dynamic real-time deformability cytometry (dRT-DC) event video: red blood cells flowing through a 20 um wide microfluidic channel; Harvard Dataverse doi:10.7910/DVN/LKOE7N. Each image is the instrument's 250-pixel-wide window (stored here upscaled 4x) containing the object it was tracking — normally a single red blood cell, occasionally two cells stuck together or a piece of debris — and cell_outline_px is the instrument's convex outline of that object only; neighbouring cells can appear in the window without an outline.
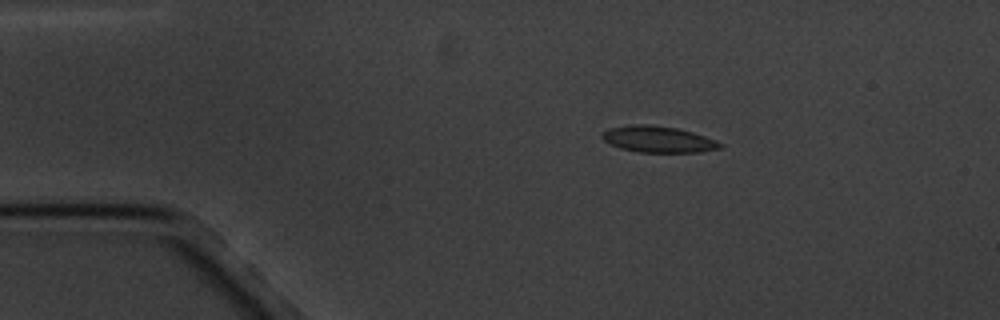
{"species": "common noctule bat (a hibernating species)", "species_latin": "Nyctalus noctula", "temperature_condition": "cold", "stored_images_in_passage": 4, "camera_frame_rate_fps": 3000, "um_per_image_px": 0.085, "animal": {"sex": "male", "body_mass_g": 20.1, "forearm_length_mm": 53.5}, "frame": {"image": 1, "passage_image": 2, "time_ms": 2.0, "image_size_px": [1000, 320], "cell_outline_px": [[724, 144], [720, 148], [700, 152], [636, 152], [620, 148], [604, 140], [600, 136], [608, 128], [628, 124], [648, 124], [676, 128], [692, 132], [716, 140]], "centroid_in_image_um": [55.93, 11.83], "position_along_channel_um": 29.1, "area_um2": 18.09}}
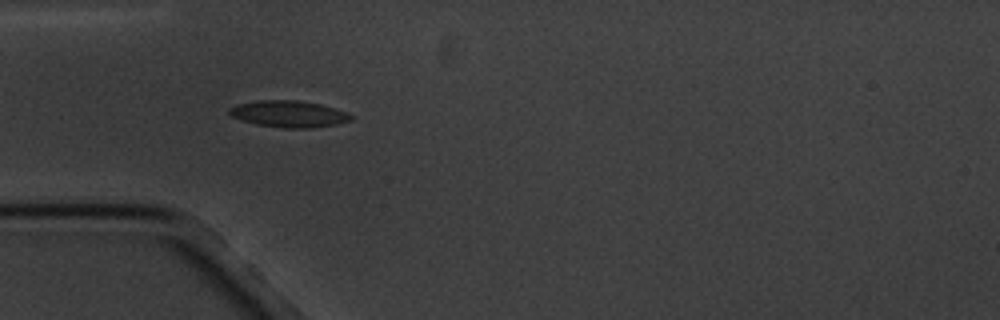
{"frame": {"image": 2, "passage_image": 4, "time_ms": 4.333, "image_size_px": [1000, 320], "cell_outline_px": [[352, 120], [336, 124], [312, 128], [284, 128], [256, 124], [240, 120], [232, 116], [228, 112], [228, 108], [236, 104], [260, 100], [300, 100], [320, 104], [348, 112], [352, 116]], "centroid_in_image_um": [24.53, 9.68], "position_along_channel_um": 60.5, "area_um2": 18.96}}